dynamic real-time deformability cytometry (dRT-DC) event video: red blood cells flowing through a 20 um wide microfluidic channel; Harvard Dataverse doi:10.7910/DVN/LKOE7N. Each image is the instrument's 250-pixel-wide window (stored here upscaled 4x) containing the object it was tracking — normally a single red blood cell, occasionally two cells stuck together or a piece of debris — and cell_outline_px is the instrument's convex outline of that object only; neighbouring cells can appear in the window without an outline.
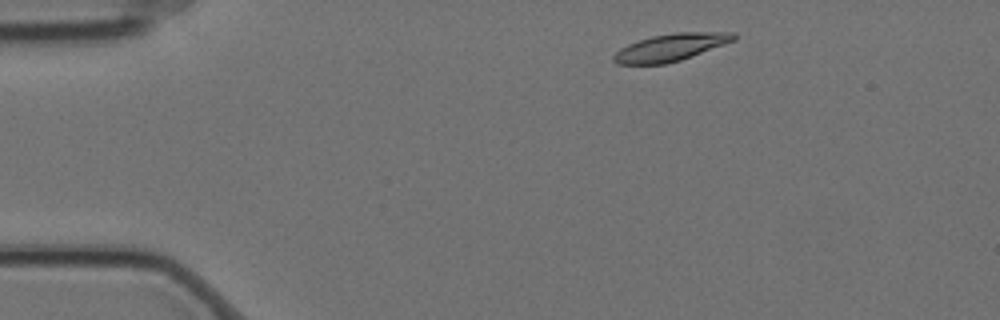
{"species": "Egyptian fruit bat (a non-hibernating species)", "species_latin": "Rousettus aegyptiacus", "temperature_condition": "cold", "stored_images_in_passage": 3, "camera_frame_rate_fps": 3000, "um_per_image_px": 0.085, "animal": {"sex": "female"}, "frame": {"image": 1, "passage_image": 1, "time_ms": 0.0, "image_size_px": [1000, 320], "cell_outline_px": [[736, 40], [680, 60], [664, 64], [616, 64], [612, 60], [612, 56], [620, 48], [628, 44], [652, 36], [676, 32], [736, 32]], "centroid_in_image_um": [57.0, 4.02], "position_along_channel_um": 28.0, "area_um2": 19.02}}